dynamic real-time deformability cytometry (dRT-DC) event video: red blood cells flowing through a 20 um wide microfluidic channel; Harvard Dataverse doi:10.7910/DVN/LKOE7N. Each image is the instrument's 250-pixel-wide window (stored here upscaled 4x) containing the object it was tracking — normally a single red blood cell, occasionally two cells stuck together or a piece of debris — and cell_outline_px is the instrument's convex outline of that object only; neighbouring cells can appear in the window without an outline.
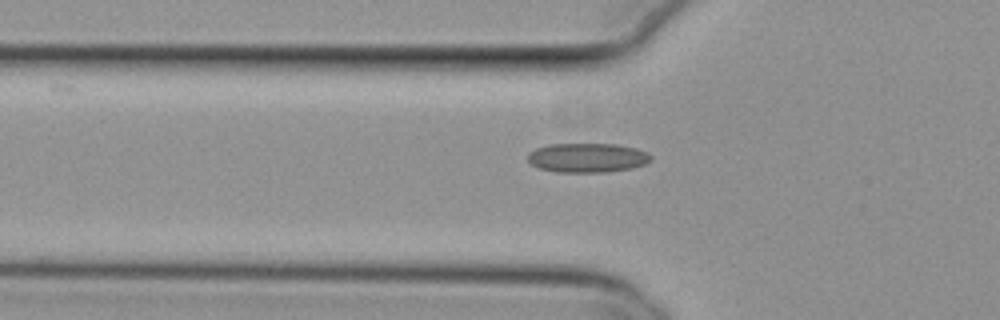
{"species": "common noctule bat (a hibernating species)", "species_latin": "Nyctalus noctula", "temperature_condition": "cold", "stored_images_in_passage": 50, "camera_frame_rate_fps": 3000, "um_per_image_px": 0.085, "animal": {"sex": "female", "body_mass_g": 29.2, "forearm_length_mm": 56.3}, "frame": {"image": 1, "passage_image": 19, "time_ms": 6.0, "image_size_px": [1000, 320], "cell_outline_px": [[652, 160], [644, 164], [632, 168], [608, 172], [556, 172], [540, 168], [532, 164], [528, 160], [528, 152], [536, 148], [548, 144], [616, 144], [636, 148], [648, 152], [652, 156]], "centroid_in_image_um": [49.94, 13.4], "position_along_channel_um": 75.9, "area_um2": 21.15}}
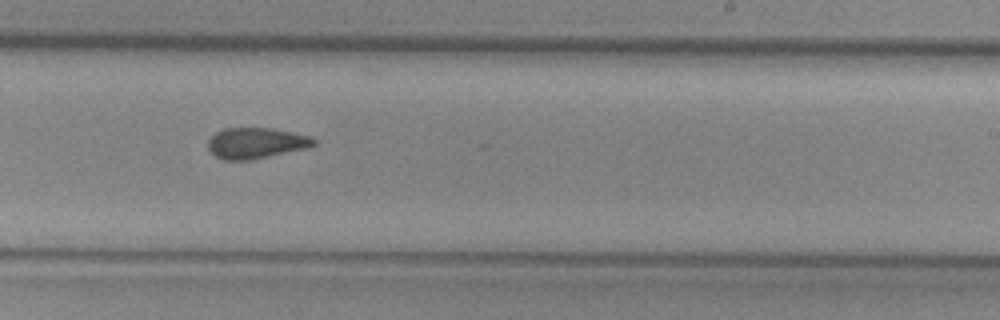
{"frame": {"image": 2, "passage_image": 34, "time_ms": 11.0, "image_size_px": [1000, 320], "cell_outline_px": [[316, 144], [308, 148], [248, 160], [224, 160], [216, 156], [208, 148], [208, 140], [216, 132], [224, 128], [272, 128], [312, 136], [316, 140]], "centroid_in_image_um": [21.78, 12.15], "position_along_channel_um": 267.2, "area_um2": 18.96}}
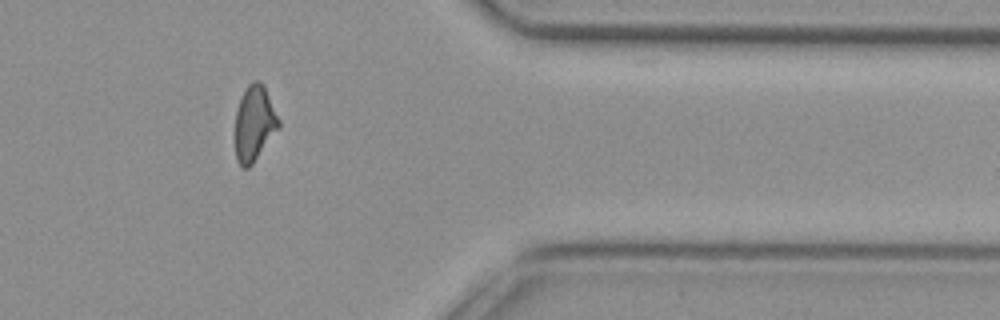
{"frame": {"image": 3, "passage_image": 45, "time_ms": 14.667, "image_size_px": [1000, 320], "cell_outline_px": [[280, 128], [252, 164], [248, 168], [244, 168], [236, 160], [236, 112], [240, 100], [248, 84], [252, 80], [256, 80], [264, 84], [280, 120]], "centroid_in_image_um": [21.65, 10.48], "position_along_channel_um": 389.8, "area_um2": 19.07}}